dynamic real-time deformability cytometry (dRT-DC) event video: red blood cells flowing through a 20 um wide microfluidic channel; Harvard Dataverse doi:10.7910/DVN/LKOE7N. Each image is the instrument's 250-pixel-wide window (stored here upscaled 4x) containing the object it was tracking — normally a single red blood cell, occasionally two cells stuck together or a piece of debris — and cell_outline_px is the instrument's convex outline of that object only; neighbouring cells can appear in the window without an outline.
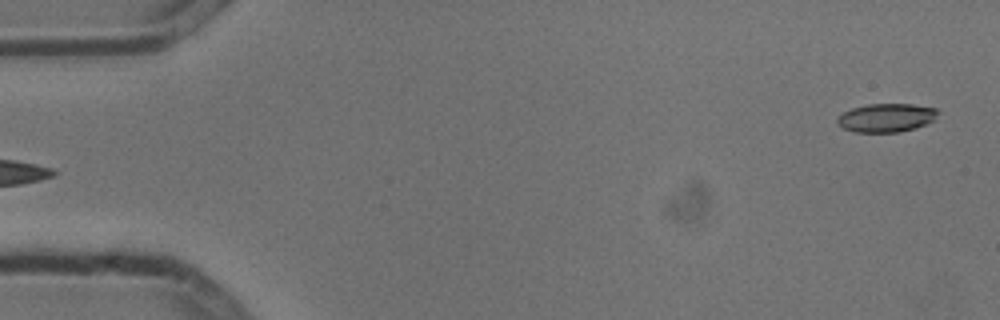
{"species": "common noctule bat (a hibernating species)", "species_latin": "Nyctalus noctula", "temperature_condition": "cold", "stored_images_in_passage": 5, "segment_of_instrument_passage": [2, 2], "camera_frame_rate_fps": 3000, "um_per_image_px": 0.085, "animal": {"sex": "male", "body_mass_g": 13.3}, "frame": {"image": 1, "passage_image": 5, "time_ms": 1.333, "image_size_px": [1000, 320], "cell_outline_px": [[940, 112], [936, 120], [916, 128], [900, 132], [852, 132], [836, 124], [836, 120], [844, 112], [852, 108], [868, 104], [912, 104], [936, 108]], "centroid_in_image_um": [75.38, 10.01], "position_along_channel_um": 9.6, "area_um2": 16.94}}